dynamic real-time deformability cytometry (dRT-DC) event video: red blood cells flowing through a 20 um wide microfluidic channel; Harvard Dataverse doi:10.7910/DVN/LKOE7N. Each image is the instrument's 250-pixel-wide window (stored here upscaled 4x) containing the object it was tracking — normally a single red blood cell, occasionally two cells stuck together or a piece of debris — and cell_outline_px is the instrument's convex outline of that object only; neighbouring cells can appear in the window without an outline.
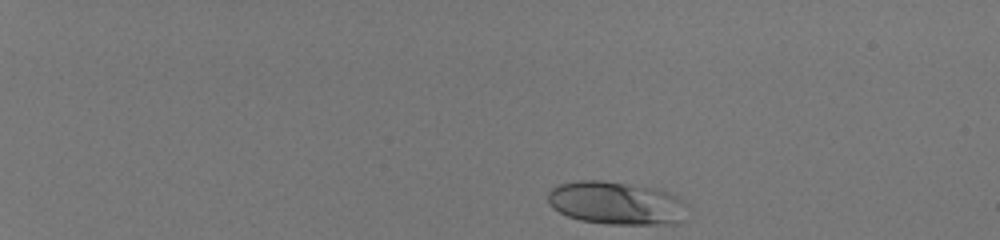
{"species": "human", "species_latin": "Homo sapiens", "temperature_condition": "room temperature", "stored_images_in_passage": 44, "camera_frame_rate_fps": 3000, "um_per_image_px": 0.085, "donor": {"sex": "male"}, "frame": {"image": 1, "passage_image": 1, "time_ms": 0.0, "image_size_px": [1000, 240], "cell_outline_px": [[688, 204], [684, 220], [676, 224], [608, 224], [580, 220], [568, 216], [552, 208], [548, 204], [548, 192], [556, 184], [580, 180], [604, 180], [656, 188], [668, 192], [676, 196]], "centroid_in_image_um": [52.4, 17.26], "position_along_channel_um": 32.6, "area_um2": 35.49}}
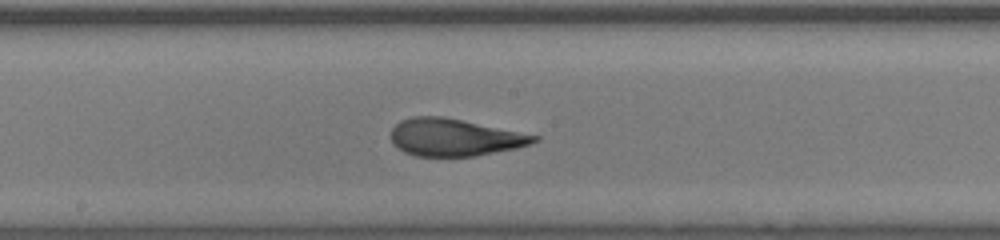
{"frame": {"image": 2, "passage_image": 24, "time_ms": 7.667, "image_size_px": [1000, 240], "cell_outline_px": [[540, 140], [516, 148], [476, 156], [416, 156], [404, 152], [396, 148], [392, 144], [392, 128], [400, 120], [412, 116], [444, 116], [540, 136]], "centroid_in_image_um": [38.61, 11.67], "position_along_channel_um": 209.6, "area_um2": 31.15}}
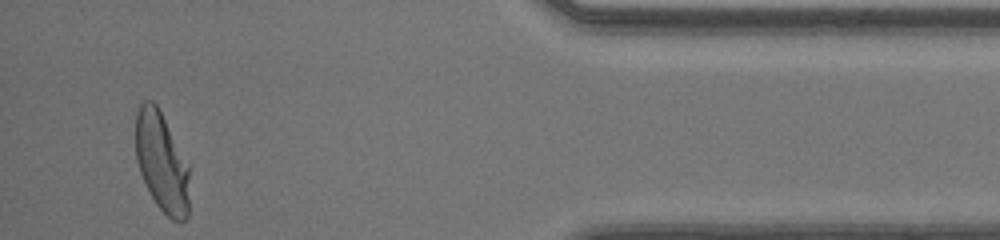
{"frame": {"image": 3, "passage_image": 42, "time_ms": 13.667, "image_size_px": [1000, 240], "cell_outline_px": [[188, 216], [184, 220], [172, 220], [156, 204], [140, 172], [136, 160], [136, 112], [140, 104], [144, 100], [152, 100], [156, 104], [188, 168]], "centroid_in_image_um": [13.71, 13.79], "position_along_channel_um": 421.5, "area_um2": 30.17}, "authors_computed_cell_mechanics": {"area_um2": 31.8189, "velocity_mm_per_s": 4.1542, "shape_relaxation_time_tau1_ms": 3.6988, "shape_relaxation_time_tau2_ms": 0.7384, "deformation_change_tau1": 0.2, "deformation_change_tau2": 0.0808}}